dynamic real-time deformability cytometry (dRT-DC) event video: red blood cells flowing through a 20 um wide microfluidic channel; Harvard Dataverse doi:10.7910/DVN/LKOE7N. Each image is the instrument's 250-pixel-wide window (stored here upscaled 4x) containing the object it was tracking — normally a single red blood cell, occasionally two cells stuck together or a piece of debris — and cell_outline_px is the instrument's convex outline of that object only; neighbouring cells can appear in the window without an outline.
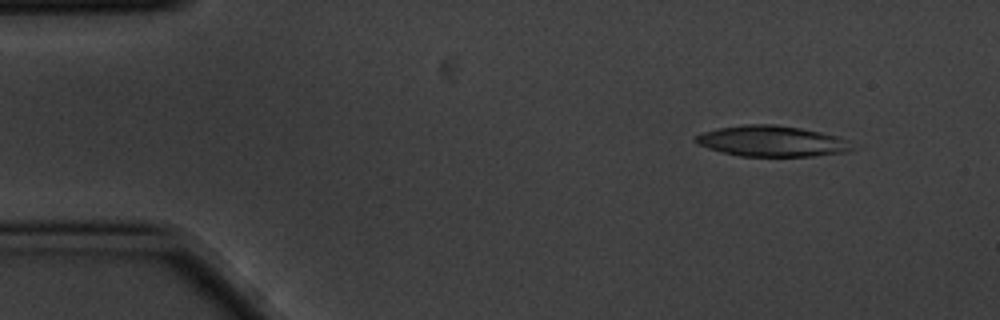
{"species": "common noctule bat (a hibernating species)", "species_latin": "Nyctalus noctula", "temperature_condition": "cold", "stored_images_in_passage": 4, "camera_frame_rate_fps": 3000, "um_per_image_px": 0.085, "animal": {"sex": "male", "body_mass_g": 20.1, "forearm_length_mm": 53.5}, "frame": {"image": 1, "passage_image": 1, "time_ms": 0.0, "image_size_px": [1000, 320], "cell_outline_px": [[856, 148], [848, 152], [812, 156], [740, 156], [708, 148], [700, 144], [696, 140], [696, 136], [704, 132], [716, 128], [744, 124], [776, 124], [800, 128], [840, 136], [852, 140]], "centroid_in_image_um": [65.73, 11.99], "position_along_channel_um": 19.3, "area_um2": 28.26}}
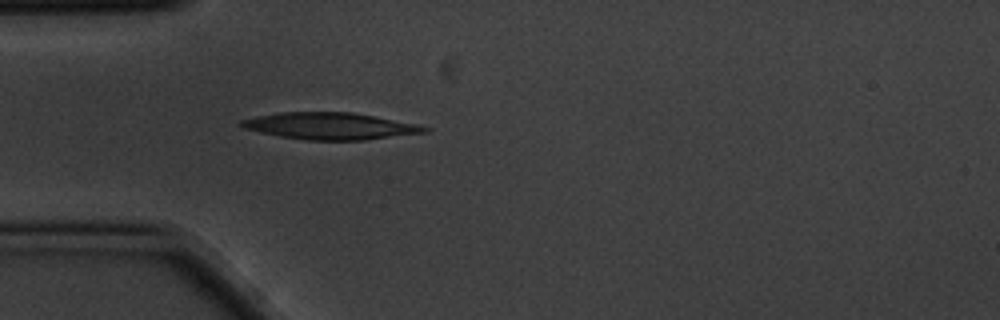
{"frame": {"image": 2, "passage_image": 4, "time_ms": 1.0, "image_size_px": [1000, 320], "cell_outline_px": [[432, 128], [428, 132], [364, 140], [308, 140], [280, 136], [260, 132], [244, 128], [240, 124], [240, 120], [256, 116], [280, 112], [352, 112], [376, 116], [416, 124]], "centroid_in_image_um": [28.09, 10.71], "position_along_channel_um": 56.9, "area_um2": 28.55}}